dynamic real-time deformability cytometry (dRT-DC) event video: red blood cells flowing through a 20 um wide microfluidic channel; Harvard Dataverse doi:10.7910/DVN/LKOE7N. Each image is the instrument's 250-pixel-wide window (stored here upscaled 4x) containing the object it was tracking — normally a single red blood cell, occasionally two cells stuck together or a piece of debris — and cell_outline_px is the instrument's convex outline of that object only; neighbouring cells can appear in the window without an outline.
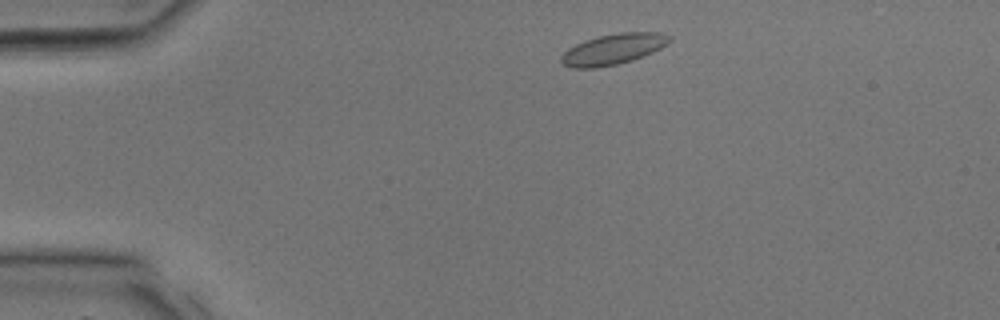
{"species": "common noctule bat (a hibernating species)", "species_latin": "Nyctalus noctula", "temperature_condition": "room temperature", "stored_images_in_passage": 29, "camera_frame_rate_fps": 3000, "um_per_image_px": 0.085, "animal": {"sex": "male", "body_mass_g": 17.9, "forearm_length_mm": 54.2}, "frame": {"image": 1, "passage_image": 2, "time_ms": 0.333, "image_size_px": [1000, 320], "cell_outline_px": [[672, 40], [668, 44], [652, 52], [632, 60], [616, 64], [596, 68], [572, 68], [564, 64], [560, 60], [560, 56], [568, 48], [584, 40], [600, 36], [620, 32], [660, 32], [672, 36]], "centroid_in_image_um": [52.13, 4.17], "position_along_channel_um": 32.9, "area_um2": 19.36}}
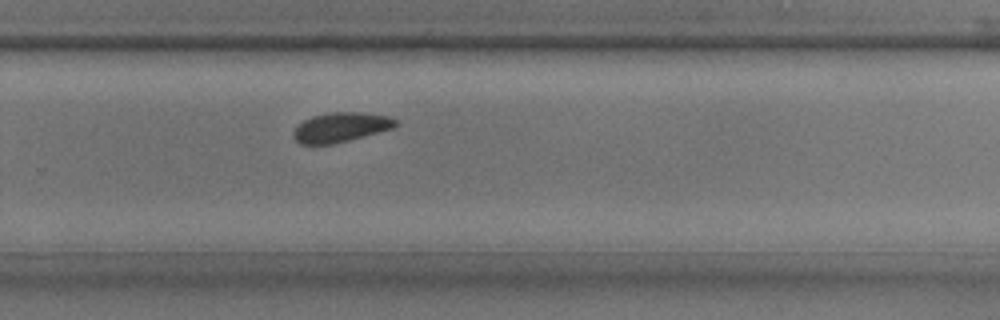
{"frame": {"image": 2, "passage_image": 18, "time_ms": 5.667, "image_size_px": [1000, 320], "cell_outline_px": [[400, 124], [392, 128], [364, 136], [332, 144], [300, 144], [292, 136], [292, 132], [304, 120], [312, 116], [328, 112], [364, 112], [388, 116], [396, 120]], "centroid_in_image_um": [28.96, 10.81], "position_along_channel_um": 300.8, "area_um2": 17.57}}
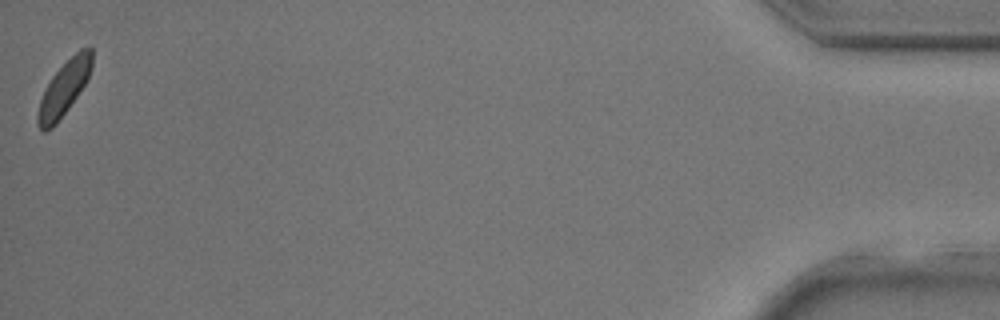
{"frame": {"image": 3, "passage_image": 29, "time_ms": 9.333, "image_size_px": [1000, 320], "cell_outline_px": [[92, 68], [88, 80], [68, 108], [56, 124], [52, 128], [44, 132], [40, 128], [36, 120], [36, 116], [40, 100], [52, 76], [80, 48], [92, 48]], "centroid_in_image_um": [5.45, 7.53], "position_along_channel_um": 429.7, "area_um2": 16.82}}